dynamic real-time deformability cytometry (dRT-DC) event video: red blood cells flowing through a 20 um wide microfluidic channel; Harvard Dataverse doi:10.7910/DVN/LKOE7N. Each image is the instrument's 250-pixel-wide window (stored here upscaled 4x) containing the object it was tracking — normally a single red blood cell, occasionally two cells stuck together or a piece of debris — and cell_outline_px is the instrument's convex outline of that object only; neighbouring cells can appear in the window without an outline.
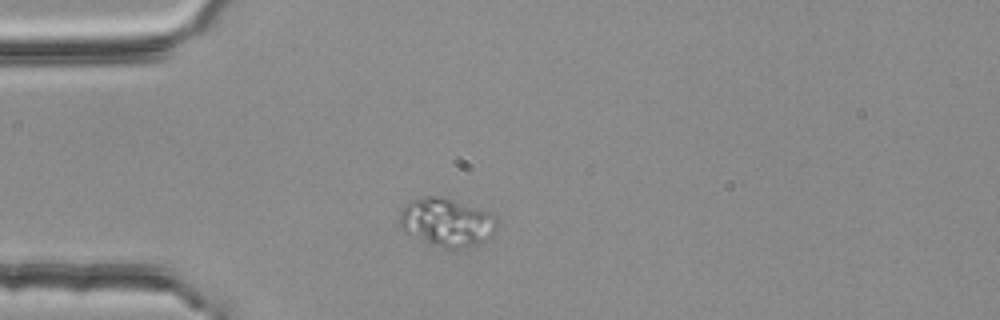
{"species": "common noctule bat (a hibernating species)", "species_latin": "Nyctalus noctula", "temperature_condition": "room temperature", "stored_images_in_passage": 39, "camera_frame_rate_fps": 3000, "um_per_image_px": 0.085, "animal": {"sex": "female", "body_mass_g": 25.1}, "frame": {"image": 1, "passage_image": 1, "time_ms": 0.0, "image_size_px": [1000, 320], "cell_outline_px": [[496, 228], [492, 236], [476, 244], [460, 248], [444, 248], [432, 244], [404, 232], [400, 228], [400, 212], [404, 204], [412, 200], [428, 196], [432, 196], [452, 200], [488, 212], [496, 220]], "centroid_in_image_um": [37.93, 18.9], "position_along_channel_um": 47.1, "area_um2": 26.76}}
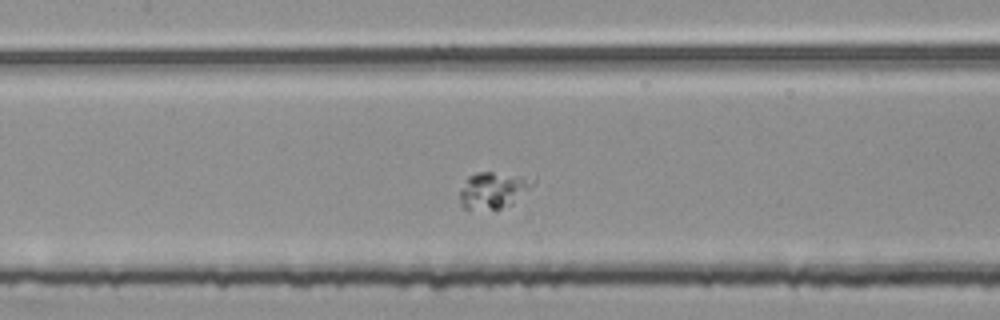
{"frame": {"image": 2, "passage_image": 12, "time_ms": 3.667, "image_size_px": [1000, 320], "cell_outline_px": [[536, 180], [512, 204], [500, 208], [464, 208], [460, 200], [460, 188], [468, 176], [476, 172], [492, 172], [536, 176]], "centroid_in_image_um": [41.95, 16.1], "position_along_channel_um": 165.5, "area_um2": 15.37}}
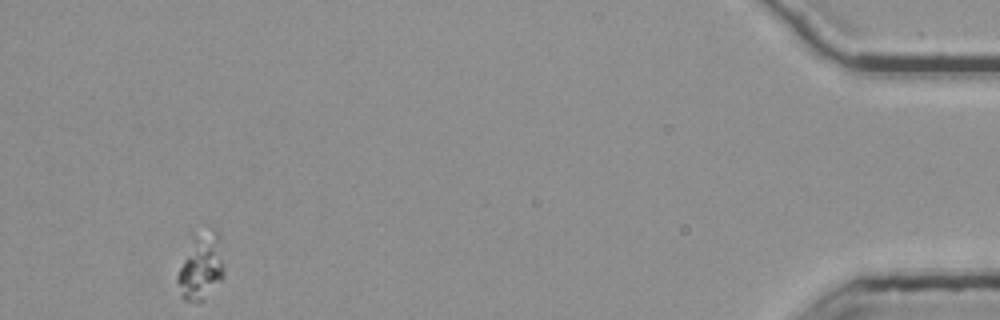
{"frame": {"image": 3, "passage_image": 39, "time_ms": 12.667, "image_size_px": [1000, 320], "cell_outline_px": [[224, 276], [204, 300], [184, 300], [180, 296], [176, 280], [176, 276], [192, 236], [212, 228], [220, 232], [224, 272]], "centroid_in_image_um": [17.09, 22.63], "position_along_channel_um": 418.1, "area_um2": 18.21}}